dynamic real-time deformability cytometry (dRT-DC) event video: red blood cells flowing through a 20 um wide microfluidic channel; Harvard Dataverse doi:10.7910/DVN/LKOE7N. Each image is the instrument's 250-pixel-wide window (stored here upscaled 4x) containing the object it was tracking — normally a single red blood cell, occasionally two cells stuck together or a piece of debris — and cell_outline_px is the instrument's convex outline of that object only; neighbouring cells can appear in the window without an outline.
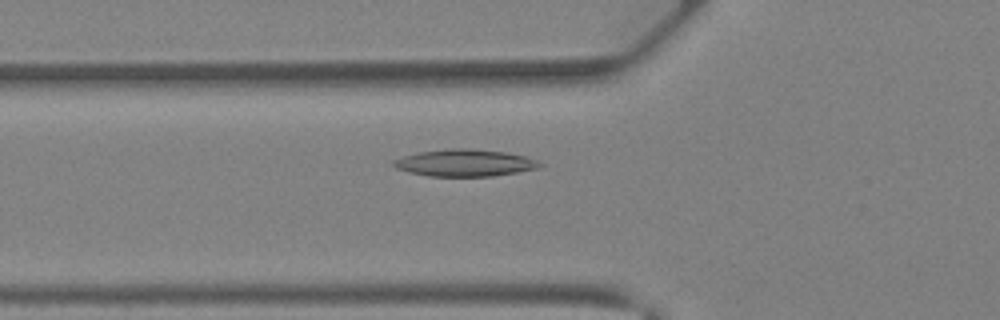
{"species": "Egyptian fruit bat (a non-hibernating species)", "species_latin": "Rousettus aegyptiacus", "temperature_condition": "warm", "stored_images_in_passage": 41, "camera_frame_rate_fps": 3000, "um_per_image_px": 0.085, "animal": {"sex": "female"}, "frame": {"image": 1, "passage_image": 15, "time_ms": 4.667, "image_size_px": [1000, 320], "cell_outline_px": [[544, 164], [540, 168], [492, 176], [428, 176], [408, 172], [396, 168], [392, 164], [392, 160], [404, 156], [420, 152], [448, 148], [468, 148], [504, 152], [524, 156], [536, 160]], "centroid_in_image_um": [39.49, 13.84], "position_along_channel_um": 86.3, "area_um2": 22.95}}
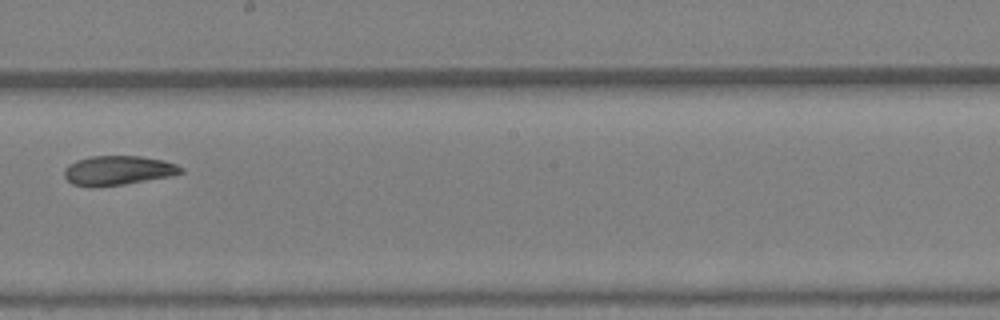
{"frame": {"image": 2, "passage_image": 24, "time_ms": 7.667, "image_size_px": [1000, 320], "cell_outline_px": [[184, 172], [172, 176], [124, 184], [72, 184], [64, 176], [64, 168], [68, 164], [76, 160], [92, 156], [140, 156], [164, 160], [176, 164], [184, 168]], "centroid_in_image_um": [10.1, 14.44], "position_along_channel_um": 238.1, "area_um2": 19.48}}
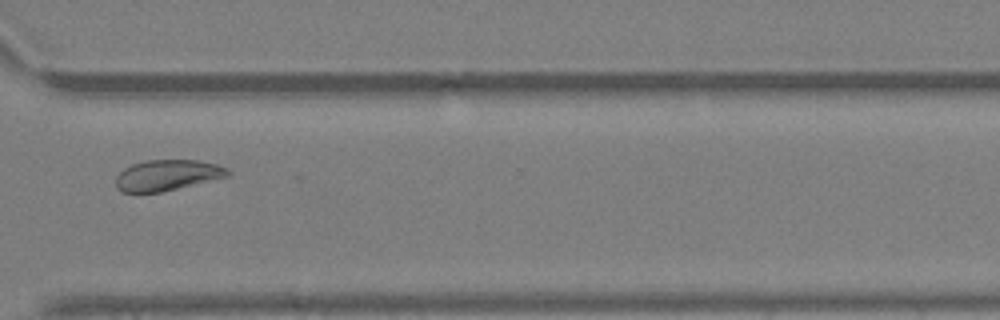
{"frame": {"image": 3, "passage_image": 31, "time_ms": 10.0, "image_size_px": [1000, 320], "cell_outline_px": [[232, 176], [160, 192], [120, 192], [116, 188], [116, 176], [124, 168], [132, 164], [148, 160], [196, 160], [216, 164], [228, 168], [232, 172]], "centroid_in_image_um": [14.25, 14.89], "position_along_channel_um": 356.3, "area_um2": 20.23}}